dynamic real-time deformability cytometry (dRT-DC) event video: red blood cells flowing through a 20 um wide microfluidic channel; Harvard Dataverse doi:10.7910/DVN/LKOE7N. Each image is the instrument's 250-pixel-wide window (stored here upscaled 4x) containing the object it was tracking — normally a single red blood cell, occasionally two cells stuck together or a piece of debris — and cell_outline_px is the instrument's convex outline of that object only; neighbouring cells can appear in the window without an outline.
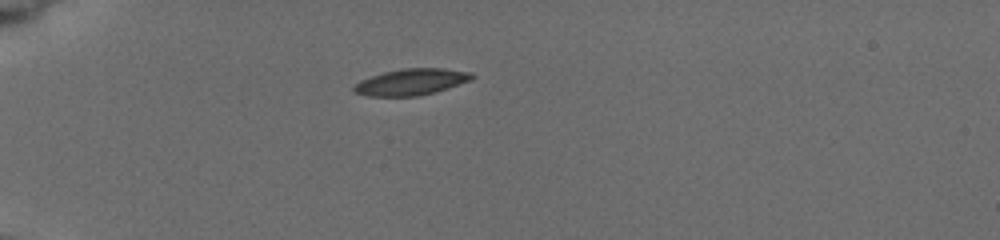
{"species": "common noctule bat (a hibernating species)", "species_latin": "Nyctalus noctula", "temperature_condition": "cold", "stored_images_in_passage": 2, "camera_frame_rate_fps": 3000, "um_per_image_px": 0.085, "animal": {"sex": "female", "body_mass_g": 19.5, "forearm_length_mm": 54.1}, "frame": {"image": 1, "passage_image": 1, "time_ms": 0.0, "image_size_px": [1000, 240], "cell_outline_px": [[476, 76], [472, 80], [436, 92], [420, 96], [368, 96], [352, 92], [352, 88], [360, 80], [384, 72], [404, 68], [444, 68], [472, 72]], "centroid_in_image_um": [34.99, 6.97], "position_along_channel_um": 50.0, "area_um2": 18.32}}